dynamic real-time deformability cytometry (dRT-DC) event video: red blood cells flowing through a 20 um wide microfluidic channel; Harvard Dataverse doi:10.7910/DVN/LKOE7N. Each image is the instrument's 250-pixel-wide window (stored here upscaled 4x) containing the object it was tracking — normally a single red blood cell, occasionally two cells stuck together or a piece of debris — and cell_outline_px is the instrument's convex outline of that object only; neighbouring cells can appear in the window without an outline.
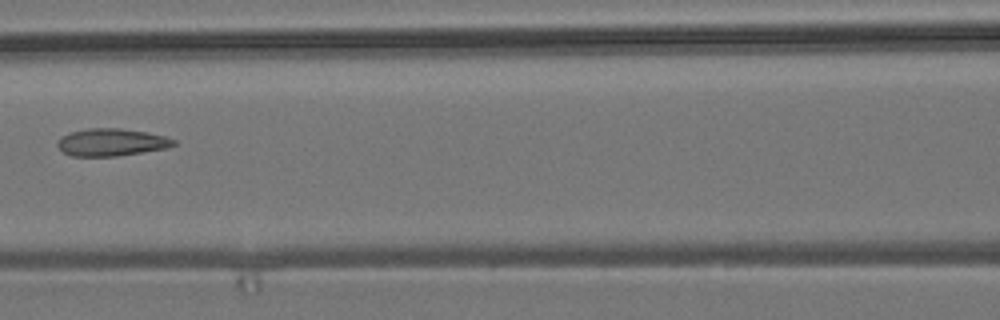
{"species": "common noctule bat (a hibernating species)", "species_latin": "Nyctalus noctula", "temperature_condition": "room temperature", "stored_images_in_passage": 7, "camera_frame_rate_fps": 3000, "um_per_image_px": 0.085, "animal": {"sex": "male", "body_mass_g": 19.2, "forearm_length_mm": 51.8}, "frame": {"image": 1, "passage_image": 6, "time_ms": 1.667, "image_size_px": [1000, 320], "cell_outline_px": [[176, 144], [168, 148], [116, 156], [72, 156], [64, 152], [56, 144], [56, 140], [60, 136], [72, 132], [88, 128], [120, 128], [144, 132], [164, 136], [176, 140]], "centroid_in_image_um": [9.45, 12.09], "position_along_channel_um": 157.1, "area_um2": 18.5}}
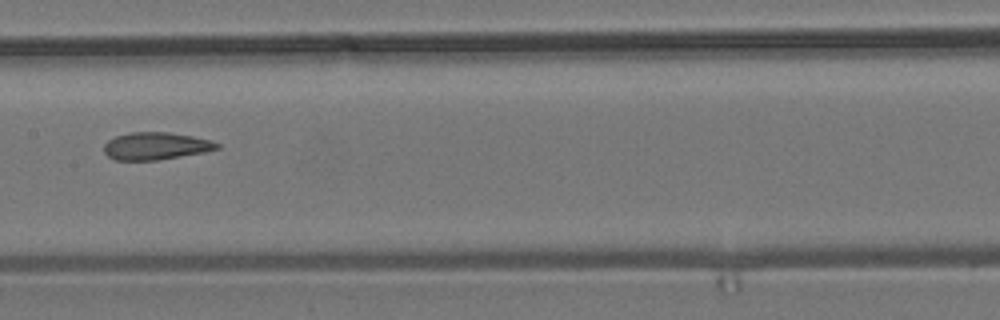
{"frame": {"image": 2, "passage_image": 7, "time_ms": 2.0, "image_size_px": [1000, 320], "cell_outline_px": [[220, 148], [204, 152], [156, 160], [116, 160], [108, 156], [104, 152], [104, 144], [108, 140], [116, 136], [132, 132], [168, 132], [192, 136], [212, 140], [220, 144]], "centroid_in_image_um": [13.25, 12.4], "position_along_channel_um": 194.2, "area_um2": 17.98}}